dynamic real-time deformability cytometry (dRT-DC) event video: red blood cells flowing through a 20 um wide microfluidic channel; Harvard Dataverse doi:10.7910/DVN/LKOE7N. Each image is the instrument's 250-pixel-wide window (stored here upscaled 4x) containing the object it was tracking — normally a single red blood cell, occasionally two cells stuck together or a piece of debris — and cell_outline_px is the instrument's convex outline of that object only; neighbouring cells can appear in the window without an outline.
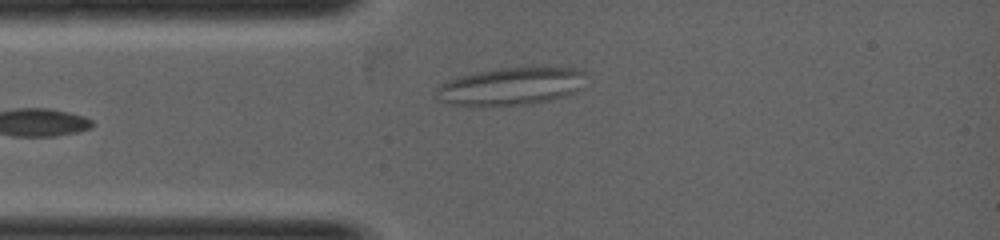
{"species": "common noctule bat (a hibernating species)", "species_latin": "Nyctalus noctula", "temperature_condition": "warm", "stored_images_in_passage": 4, "camera_frame_rate_fps": 5000, "um_per_image_px": 0.085, "animal": {"sex": "female", "body_mass_g": 19.0, "forearm_length_mm": 53.3}, "frame": {"image": 1, "passage_image": 4, "time_ms": 1.2, "image_size_px": [1000, 240], "cell_outline_px": [[588, 72], [584, 88], [576, 92], [564, 96], [548, 100], [528, 104], [444, 104], [436, 100], [436, 88], [440, 84], [448, 80], [460, 76], [476, 72], [504, 68], [576, 68]], "centroid_in_image_um": [43.48, 7.32], "position_along_channel_um": 41.5, "area_um2": 32.6}}